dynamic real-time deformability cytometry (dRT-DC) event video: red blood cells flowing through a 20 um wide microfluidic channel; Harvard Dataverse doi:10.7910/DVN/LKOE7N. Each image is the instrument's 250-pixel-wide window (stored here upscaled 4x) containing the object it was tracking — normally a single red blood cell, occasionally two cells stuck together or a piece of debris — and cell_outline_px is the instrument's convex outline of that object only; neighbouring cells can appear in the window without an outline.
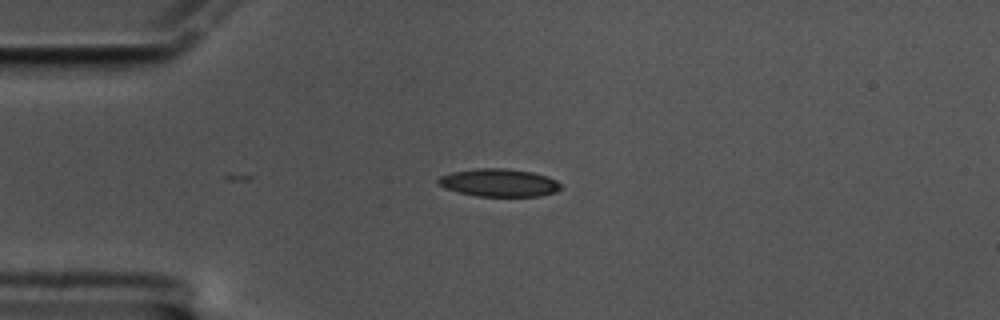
{"species": "common noctule bat (a hibernating species)", "species_latin": "Nyctalus noctula", "temperature_condition": "cold", "stored_images_in_passage": 2, "camera_frame_rate_fps": 3000, "um_per_image_px": 0.085, "animal": {"sex": "male", "body_mass_g": 17.5, "forearm_length_mm": 52.3}, "frame": {"image": 1, "passage_image": 2, "time_ms": 0.333, "image_size_px": [1000, 320], "cell_outline_px": [[564, 188], [556, 192], [540, 196], [476, 196], [456, 192], [444, 188], [436, 184], [436, 180], [440, 176], [452, 172], [480, 168], [504, 168], [532, 172], [548, 176], [556, 180]], "centroid_in_image_um": [42.41, 15.54], "position_along_channel_um": 42.6, "area_um2": 20.11}}